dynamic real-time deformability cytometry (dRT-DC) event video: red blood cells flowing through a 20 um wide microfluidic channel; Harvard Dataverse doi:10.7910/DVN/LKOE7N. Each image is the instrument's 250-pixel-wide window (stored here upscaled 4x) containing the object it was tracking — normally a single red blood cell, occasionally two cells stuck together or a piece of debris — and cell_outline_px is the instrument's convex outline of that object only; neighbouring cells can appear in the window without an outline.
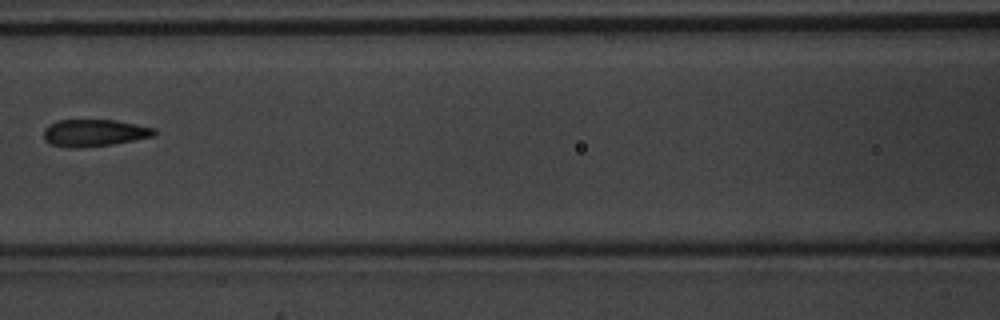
{"species": "common noctule bat (a hibernating species)", "species_latin": "Nyctalus noctula", "temperature_condition": "warm", "stored_images_in_passage": 5, "camera_frame_rate_fps": 3000, "um_per_image_px": 0.085, "animal": {"sex": "male", "body_mass_g": 20.1, "forearm_length_mm": 53.5}, "frame": {"image": 1, "passage_image": 4, "time_ms": 1.0, "image_size_px": [1000, 320], "cell_outline_px": [[156, 132], [152, 136], [112, 144], [72, 148], [68, 148], [52, 144], [44, 140], [44, 128], [48, 124], [56, 120], [116, 120], [156, 128]], "centroid_in_image_um": [7.97, 11.28], "position_along_channel_um": 158.6, "area_um2": 17.34}}
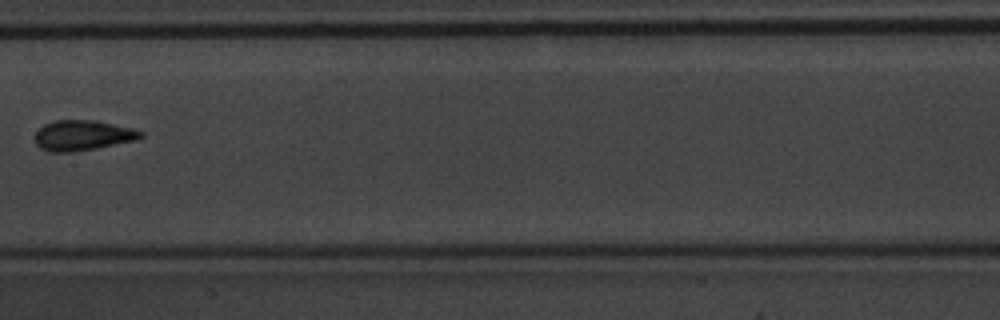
{"frame": {"image": 2, "passage_image": 5, "time_ms": 1.333, "image_size_px": [1000, 320], "cell_outline_px": [[144, 136], [136, 140], [76, 152], [48, 152], [40, 148], [36, 144], [36, 132], [44, 124], [52, 120], [96, 120], [132, 128], [144, 132]], "centroid_in_image_um": [7.02, 11.51], "position_along_channel_um": 200.4, "area_um2": 18.79}}